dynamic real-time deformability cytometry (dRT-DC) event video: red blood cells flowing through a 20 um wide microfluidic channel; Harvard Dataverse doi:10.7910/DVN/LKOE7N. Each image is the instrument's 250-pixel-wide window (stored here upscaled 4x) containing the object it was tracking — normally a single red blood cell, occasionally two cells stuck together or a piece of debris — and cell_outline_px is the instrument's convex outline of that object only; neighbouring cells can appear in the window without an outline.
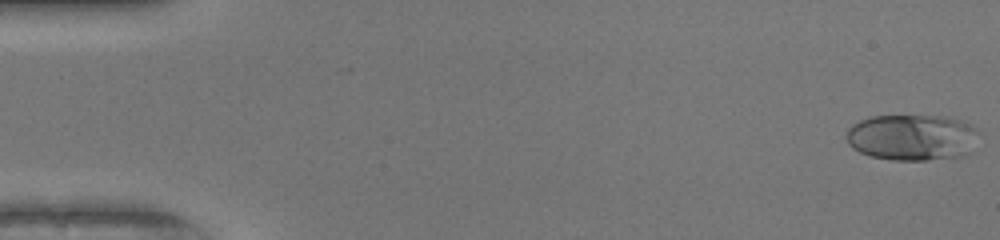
{"species": "human", "species_latin": "Homo sapiens", "temperature_condition": "warm", "stored_images_in_passage": 50, "camera_frame_rate_fps": 3000, "um_per_image_px": 0.085, "donor": {"sex": "female"}, "frame": {"image": 1, "passage_image": 1, "time_ms": 0.0, "image_size_px": [1000, 240], "cell_outline_px": [[980, 132], [972, 152], [964, 156], [928, 160], [892, 160], [872, 156], [860, 152], [852, 148], [848, 144], [848, 128], [852, 124], [860, 120], [872, 116], [940, 116], [960, 120], [976, 128]], "centroid_in_image_um": [77.57, 11.69], "position_along_channel_um": 7.4, "area_um2": 35.84}}
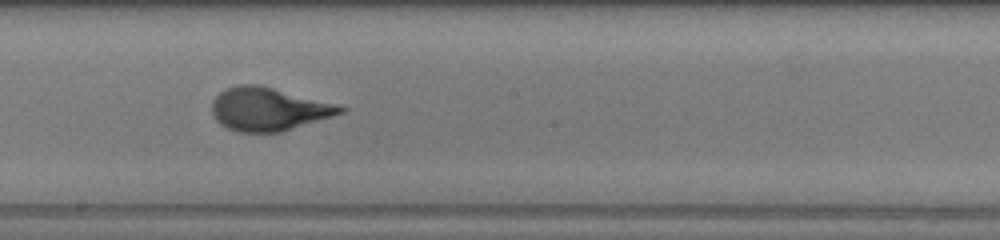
{"frame": {"image": 2, "passage_image": 28, "time_ms": 9.0, "image_size_px": [1000, 240], "cell_outline_px": [[348, 108], [344, 112], [280, 132], [236, 132], [220, 124], [216, 120], [212, 112], [212, 100], [220, 92], [228, 88], [240, 84], [260, 84], [336, 104]], "centroid_in_image_um": [22.79, 9.27], "position_along_channel_um": 225.4, "area_um2": 32.08}}
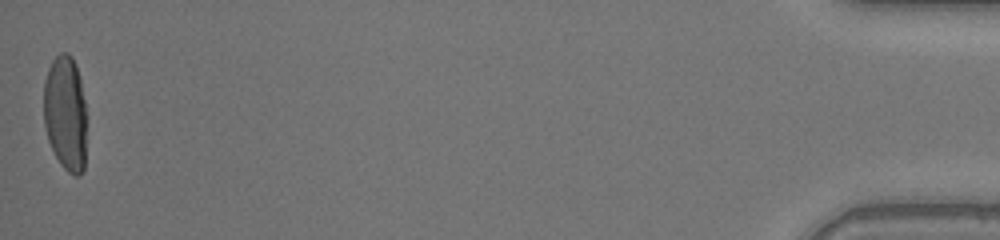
{"frame": {"image": 3, "passage_image": 50, "time_ms": 16.333, "image_size_px": [1000, 240], "cell_outline_px": [[88, 116], [84, 168], [80, 176], [76, 176], [68, 172], [60, 164], [48, 140], [44, 124], [44, 80], [48, 68], [52, 60], [60, 52], [68, 52], [72, 56], [76, 64], [80, 80]], "centroid_in_image_um": [5.59, 9.63], "position_along_channel_um": 429.6, "area_um2": 29.65}, "authors_computed_cell_mechanics": {"area_um2": 31.9056, "velocity_mm_per_s": 4.1588, "shape_relaxation_time_tau1_ms": 4.1139, "shape_relaxation_time_tau2_ms": null, "deformation_change_tau1": 0.2465, "deformation_change_tau2": null}}